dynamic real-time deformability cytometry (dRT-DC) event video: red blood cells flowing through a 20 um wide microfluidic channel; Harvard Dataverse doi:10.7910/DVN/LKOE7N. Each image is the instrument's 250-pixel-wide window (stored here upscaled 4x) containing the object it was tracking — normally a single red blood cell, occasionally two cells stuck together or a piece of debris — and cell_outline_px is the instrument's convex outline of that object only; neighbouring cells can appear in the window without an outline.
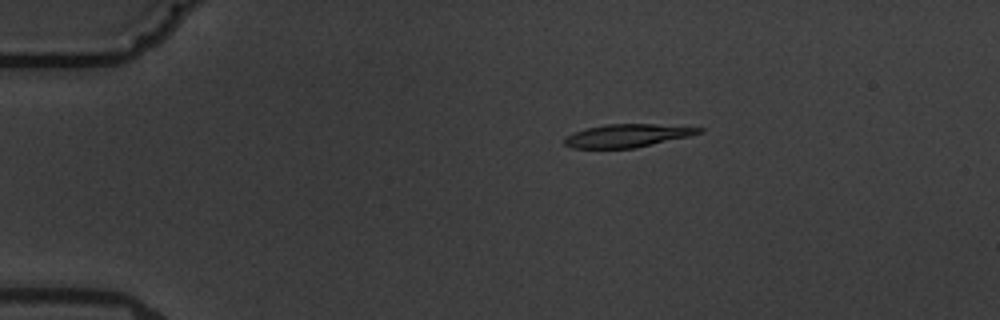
{"species": "common noctule bat (a hibernating species)", "species_latin": "Nyctalus noctula", "temperature_condition": "warm", "stored_images_in_passage": 7, "camera_frame_rate_fps": 3000, "um_per_image_px": 0.085, "animal": {"sex": "male", "body_mass_g": 19.5, "forearm_length_mm": 54.6}, "frame": {"image": 1, "passage_image": 4, "time_ms": 3.667, "image_size_px": [1000, 320], "cell_outline_px": [[704, 132], [688, 136], [636, 148], [572, 148], [564, 144], [564, 140], [572, 132], [604, 124], [652, 124], [704, 128]], "centroid_in_image_um": [53.31, 11.53], "position_along_channel_um": 31.7, "area_um2": 17.92}}
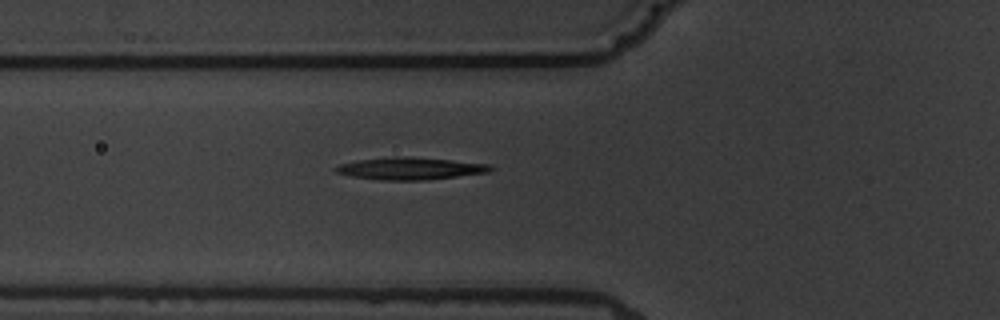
{"frame": {"image": 2, "passage_image": 7, "time_ms": 7.0, "image_size_px": [1000, 320], "cell_outline_px": [[496, 168], [488, 172], [428, 180], [380, 180], [352, 176], [336, 172], [336, 168], [340, 164], [356, 160], [392, 156], [412, 156], [492, 164]], "centroid_in_image_um": [34.93, 14.31], "position_along_channel_um": 90.9, "area_um2": 20.23}}